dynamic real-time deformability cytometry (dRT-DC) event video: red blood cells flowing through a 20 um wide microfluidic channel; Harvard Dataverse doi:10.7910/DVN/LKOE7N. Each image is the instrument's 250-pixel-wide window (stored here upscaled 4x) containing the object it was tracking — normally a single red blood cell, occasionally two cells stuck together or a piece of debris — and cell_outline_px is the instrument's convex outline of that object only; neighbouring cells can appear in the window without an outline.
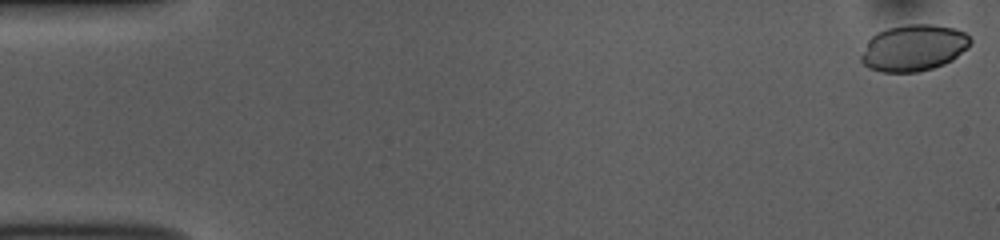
{"species": "common noctule bat (a hibernating species)", "species_latin": "Nyctalus noctula", "temperature_condition": "room temperature", "stored_images_in_passage": 16, "camera_frame_rate_fps": 3000, "um_per_image_px": 0.085, "animal": {"sex": "female", "body_mass_g": 10.0, "forearm_length_mm": 53.1}, "frame": {"image": 1, "passage_image": 1, "time_ms": 0.0, "image_size_px": [1000, 240], "cell_outline_px": [[972, 40], [968, 48], [952, 60], [944, 64], [932, 68], [916, 72], [880, 72], [868, 68], [860, 60], [860, 56], [868, 40], [876, 32], [888, 28], [904, 24], [932, 24], [956, 28], [964, 32]], "centroid_in_image_um": [77.65, 4.06], "position_along_channel_um": 7.4, "area_um2": 29.77}}
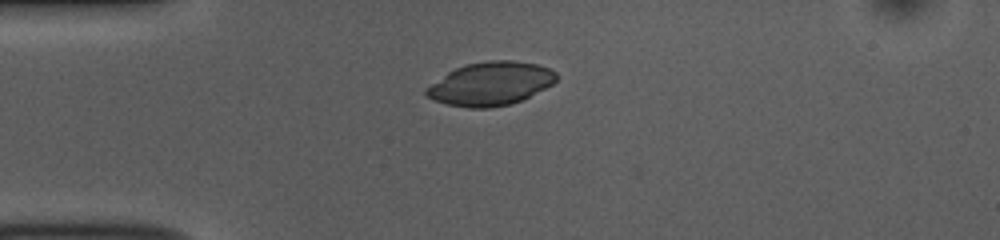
{"frame": {"image": 2, "passage_image": 13, "time_ms": 4.0, "image_size_px": [1000, 240], "cell_outline_px": [[556, 80], [552, 84], [524, 100], [508, 104], [488, 108], [468, 108], [448, 104], [436, 100], [428, 96], [424, 92], [424, 88], [448, 72], [464, 64], [488, 60], [516, 60], [536, 64], [548, 68], [556, 72]], "centroid_in_image_um": [41.7, 7.11], "position_along_channel_um": 43.3, "area_um2": 32.89}}